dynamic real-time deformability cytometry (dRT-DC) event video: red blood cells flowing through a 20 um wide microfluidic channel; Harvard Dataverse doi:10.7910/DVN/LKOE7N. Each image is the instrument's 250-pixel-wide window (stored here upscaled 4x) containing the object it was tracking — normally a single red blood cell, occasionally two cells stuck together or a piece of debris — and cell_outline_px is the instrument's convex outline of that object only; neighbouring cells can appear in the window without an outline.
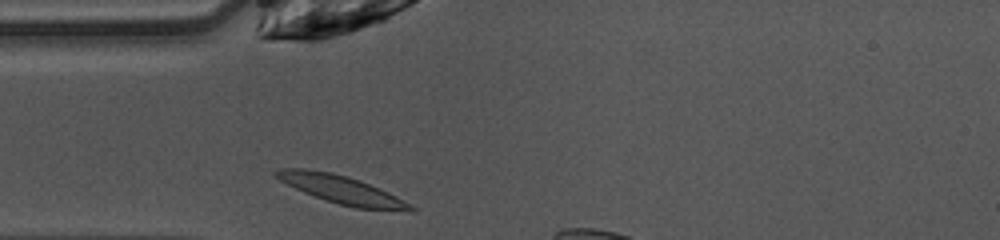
{"species": "common noctule bat (a hibernating species)", "species_latin": "Nyctalus noctula", "temperature_condition": "warm", "stored_images_in_passage": 4, "camera_frame_rate_fps": 3000, "um_per_image_px": 0.085, "animal": {"sex": "female", "body_mass_g": 10.0, "forearm_length_mm": 53.1}, "frame": {"image": 1, "passage_image": 1, "time_ms": 0.0, "image_size_px": [1000, 240], "cell_outline_px": [[416, 212], [412, 212], [356, 208], [324, 200], [304, 192], [280, 180], [272, 172], [280, 168], [304, 168], [332, 172], [348, 176], [360, 180], [380, 188], [388, 192], [416, 208]], "centroid_in_image_um": [29.06, 16.12], "position_along_channel_um": 55.9, "area_um2": 22.08}}